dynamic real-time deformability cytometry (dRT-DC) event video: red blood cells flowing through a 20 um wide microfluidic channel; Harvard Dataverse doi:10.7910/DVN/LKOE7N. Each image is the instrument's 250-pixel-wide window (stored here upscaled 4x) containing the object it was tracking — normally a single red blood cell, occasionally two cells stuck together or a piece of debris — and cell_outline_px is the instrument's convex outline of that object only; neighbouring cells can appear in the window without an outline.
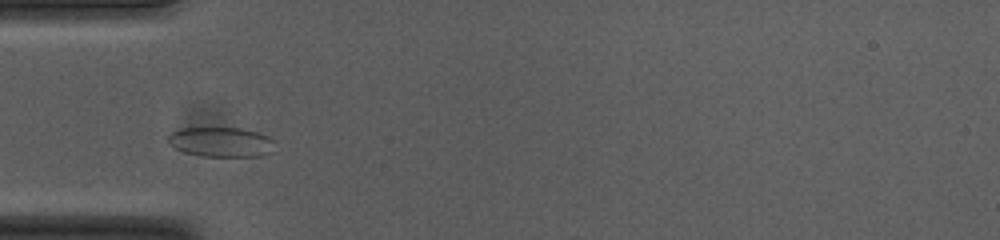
{"species": "common noctule bat (a hibernating species)", "species_latin": "Nyctalus noctula", "temperature_condition": "cold", "stored_images_in_passage": 38, "camera_frame_rate_fps": 3000, "um_per_image_px": 0.085, "animal": {"sex": "female", "body_mass_g": 23.0, "forearm_length_mm": 53.4}, "frame": {"image": 1, "passage_image": 5, "time_ms": 1.333, "image_size_px": [1000, 240], "cell_outline_px": [[272, 152], [264, 156], [204, 156], [184, 152], [168, 144], [168, 136], [172, 132], [180, 128], [240, 128], [260, 132], [268, 136], [272, 140]], "centroid_in_image_um": [18.79, 12.07], "position_along_channel_um": 66.2, "area_um2": 18.5}}
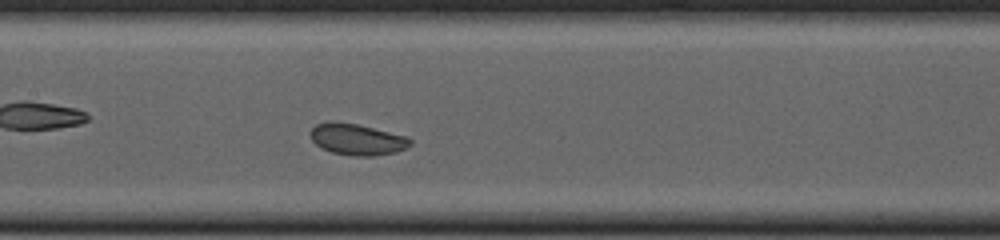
{"frame": {"image": 2, "passage_image": 14, "time_ms": 4.333, "image_size_px": [1000, 240], "cell_outline_px": [[412, 144], [408, 148], [396, 152], [372, 156], [356, 156], [332, 152], [320, 148], [312, 140], [312, 128], [316, 124], [356, 124], [408, 136], [412, 140]], "centroid_in_image_um": [30.45, 11.89], "position_along_channel_um": 176.9, "area_um2": 17.69}}
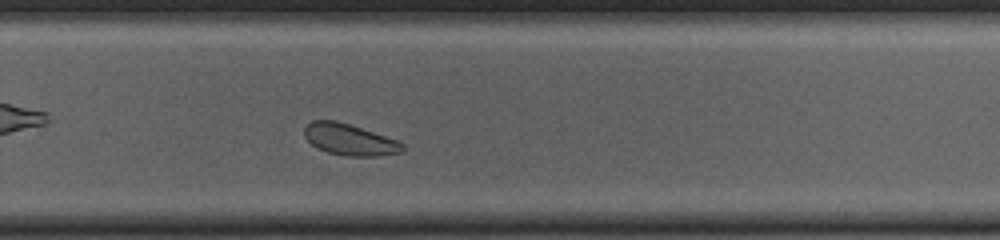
{"frame": {"image": 3, "passage_image": 24, "time_ms": 7.667, "image_size_px": [1000, 240], "cell_outline_px": [[404, 148], [400, 152], [380, 156], [348, 156], [328, 152], [316, 148], [304, 136], [304, 128], [312, 120], [336, 120], [396, 140], [404, 144]], "centroid_in_image_um": [29.68, 11.87], "position_along_channel_um": 300.1, "area_um2": 17.69}, "authors_computed_cell_mechanics": {"area_um2": 18.4382, "velocity_mm_per_s": 3.7045, "shape_relaxation_time_tau1_ms": 6.396, "shape_relaxation_time_tau2_ms": 2.6791, "deformation_change_tau1": 0.0851, "deformation_change_tau2": 0.0614}}